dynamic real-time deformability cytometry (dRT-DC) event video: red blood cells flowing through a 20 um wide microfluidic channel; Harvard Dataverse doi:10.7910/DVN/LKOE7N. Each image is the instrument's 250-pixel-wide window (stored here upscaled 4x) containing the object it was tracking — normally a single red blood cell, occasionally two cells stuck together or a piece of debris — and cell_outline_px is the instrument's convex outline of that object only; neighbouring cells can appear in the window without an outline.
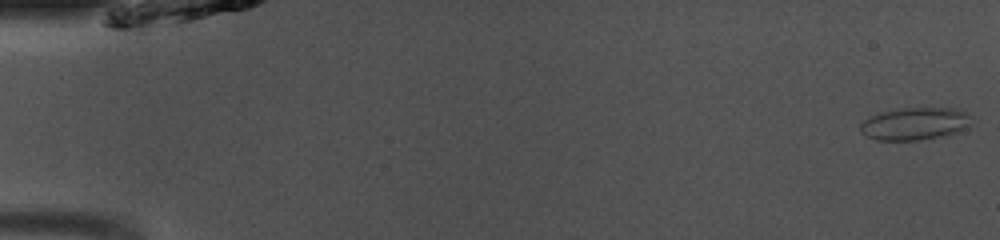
{"species": "common noctule bat (a hibernating species)", "species_latin": "Nyctalus noctula", "temperature_condition": "room temperature", "stored_images_in_passage": 48, "camera_frame_rate_fps": 3000, "um_per_image_px": 0.085, "animal": {"sex": "male", "body_mass_g": 13.0, "forearm_length_mm": 53.1}, "frame": {"image": 1, "passage_image": 1, "time_ms": 0.0, "image_size_px": [1000, 240], "cell_outline_px": [[968, 124], [964, 128], [956, 132], [940, 136], [916, 140], [876, 140], [864, 136], [860, 132], [860, 124], [864, 120], [880, 112], [904, 108], [956, 108], [968, 112]], "centroid_in_image_um": [77.69, 10.51], "position_along_channel_um": 7.3, "area_um2": 20.75}}
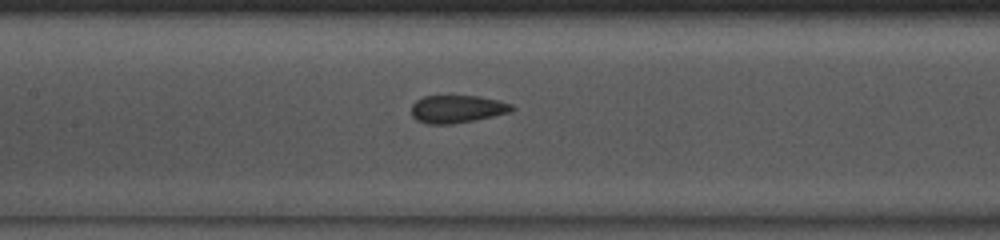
{"frame": {"image": 2, "passage_image": 23, "time_ms": 7.333, "image_size_px": [1000, 240], "cell_outline_px": [[516, 108], [508, 112], [492, 116], [452, 124], [428, 124], [416, 120], [412, 116], [412, 104], [416, 100], [424, 96], [480, 96], [512, 104]], "centroid_in_image_um": [38.82, 9.26], "position_along_channel_um": 168.6, "area_um2": 16.07}}
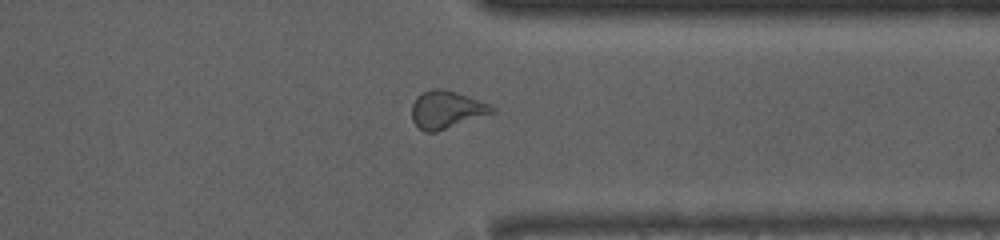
{"frame": {"image": 3, "passage_image": 38, "time_ms": 12.333, "image_size_px": [1000, 240], "cell_outline_px": [[496, 112], [436, 132], [424, 132], [412, 120], [412, 104], [416, 96], [432, 88], [440, 88], [456, 92], [488, 104], [496, 108]], "centroid_in_image_um": [37.94, 9.32], "position_along_channel_um": 373.5, "area_um2": 17.46}, "authors_computed_cell_mechanics": {"area_um2": 17.7735, "velocity_mm_per_s": 4.1285, "shape_relaxation_time_tau1_ms": 9.1203, "shape_relaxation_time_tau2_ms": 1.0612, "deformation_change_tau1": 0.1673, "deformation_change_tau2": 0.0577}}